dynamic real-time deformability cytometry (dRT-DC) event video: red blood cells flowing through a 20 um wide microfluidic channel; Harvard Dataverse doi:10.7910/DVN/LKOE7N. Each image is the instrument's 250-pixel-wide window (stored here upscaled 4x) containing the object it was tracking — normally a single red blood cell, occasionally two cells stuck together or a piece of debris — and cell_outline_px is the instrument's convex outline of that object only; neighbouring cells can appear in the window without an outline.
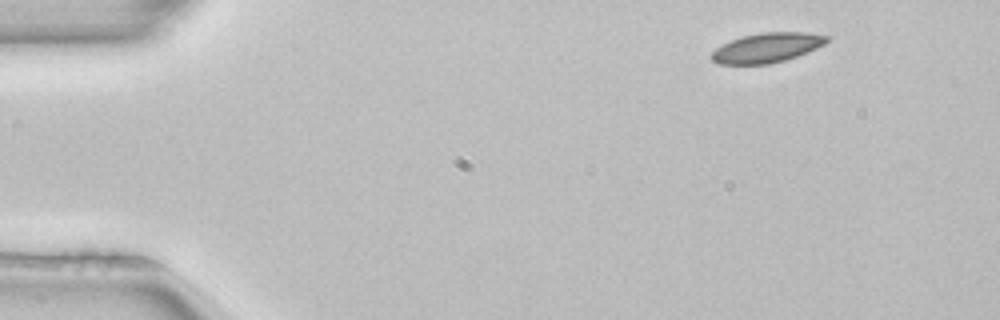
{"species": "common noctule bat (a hibernating species)", "species_latin": "Nyctalus noctula", "temperature_condition": "room temperature", "stored_images_in_passage": 3, "camera_frame_rate_fps": 3000, "um_per_image_px": 0.085, "animal": {"sex": "female", "body_mass_g": 22.7, "forearm_length_mm": 54.2}, "frame": {"image": 1, "passage_image": 1, "time_ms": 0.0, "image_size_px": [1000, 320], "cell_outline_px": [[832, 36], [824, 44], [816, 48], [796, 56], [784, 60], [768, 64], [716, 64], [712, 60], [712, 52], [716, 48], [732, 40], [744, 36], [760, 32], [804, 32]], "centroid_in_image_um": [65.21, 4.05], "position_along_channel_um": 19.8, "area_um2": 19.71}}